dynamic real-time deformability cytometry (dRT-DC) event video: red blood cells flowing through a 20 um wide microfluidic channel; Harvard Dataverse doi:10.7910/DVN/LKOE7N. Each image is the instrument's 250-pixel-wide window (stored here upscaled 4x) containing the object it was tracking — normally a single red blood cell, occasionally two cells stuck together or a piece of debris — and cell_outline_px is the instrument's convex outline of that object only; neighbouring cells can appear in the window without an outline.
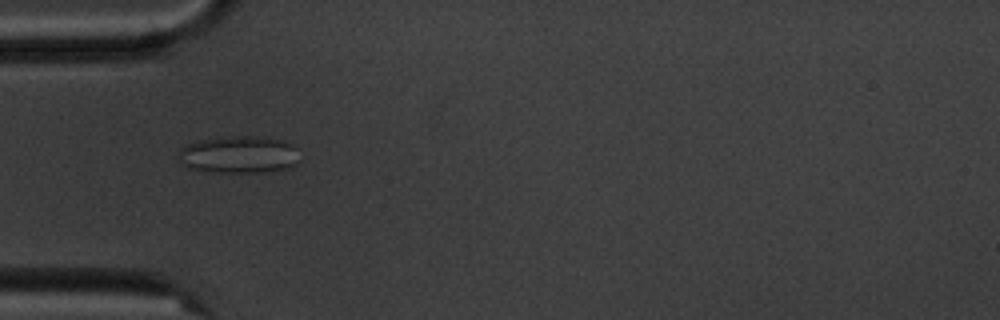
{"species": "common noctule bat (a hibernating species)", "species_latin": "Nyctalus noctula", "temperature_condition": "cold", "stored_images_in_passage": 4, "camera_frame_rate_fps": 3000, "um_per_image_px": 0.085, "animal": {"sex": "male", "body_mass_g": 20.1, "forearm_length_mm": 53.5}, "frame": {"image": 1, "passage_image": 3, "time_ms": 2.333, "image_size_px": [1000, 320], "cell_outline_px": [[300, 160], [296, 164], [288, 168], [264, 172], [204, 172], [188, 168], [176, 160], [180, 148], [188, 144], [200, 140], [232, 136], [256, 136], [280, 140], [296, 144]], "centroid_in_image_um": [20.3, 13.15], "position_along_channel_um": 64.7, "area_um2": 26.76}}
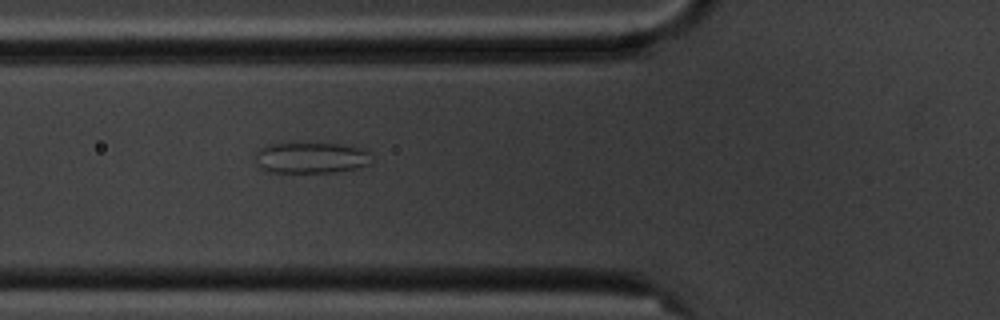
{"frame": {"image": 2, "passage_image": 4, "time_ms": 3.333, "image_size_px": [1000, 320], "cell_outline_px": [[372, 164], [356, 168], [336, 172], [272, 172], [260, 168], [256, 156], [256, 152], [260, 148], [272, 144], [340, 144], [364, 148], [368, 152], [372, 160]], "centroid_in_image_um": [26.51, 13.42], "position_along_channel_um": 99.3, "area_um2": 20.81}}